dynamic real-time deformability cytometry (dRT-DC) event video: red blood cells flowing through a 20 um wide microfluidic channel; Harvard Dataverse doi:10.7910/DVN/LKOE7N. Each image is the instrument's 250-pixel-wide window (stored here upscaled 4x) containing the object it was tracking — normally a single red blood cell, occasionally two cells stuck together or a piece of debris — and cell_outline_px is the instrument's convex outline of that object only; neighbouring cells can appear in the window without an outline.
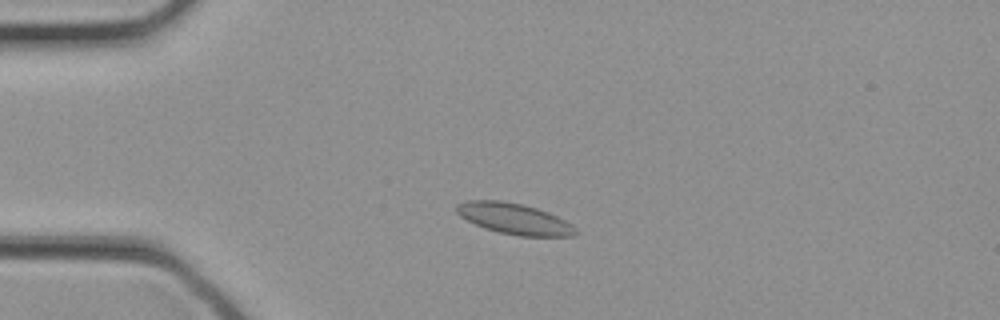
{"species": "common noctule bat (a hibernating species)", "species_latin": "Nyctalus noctula", "temperature_condition": "cold", "stored_images_in_passage": 31, "camera_frame_rate_fps": 3000, "um_per_image_px": 0.085, "animal": {"sex": "female", "body_mass_g": 21.9}, "frame": {"image": 1, "passage_image": 6, "time_ms": 1.667, "image_size_px": [1000, 320], "cell_outline_px": [[580, 232], [576, 236], [520, 236], [500, 232], [484, 228], [460, 216], [456, 212], [456, 204], [468, 200], [504, 200], [524, 204], [548, 212], [572, 224]], "centroid_in_image_um": [43.74, 18.58], "position_along_channel_um": 41.3, "area_um2": 21.56}}
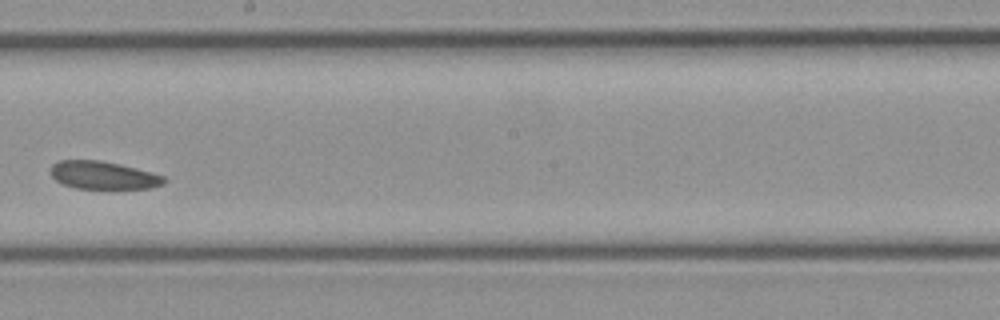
{"frame": {"image": 2, "passage_image": 17, "time_ms": 5.333, "image_size_px": [1000, 320], "cell_outline_px": [[168, 180], [164, 184], [148, 188], [76, 188], [64, 184], [56, 180], [52, 176], [52, 164], [60, 160], [100, 160], [120, 164], [152, 172], [164, 176]], "centroid_in_image_um": [8.81, 14.89], "position_along_channel_um": 239.4, "area_um2": 18.26}}
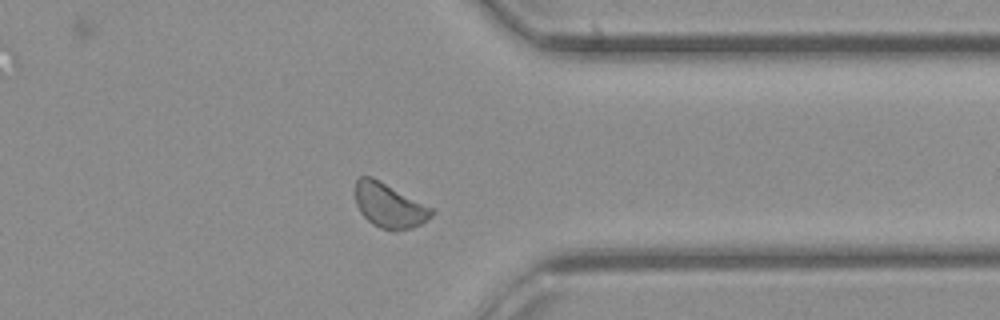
{"frame": {"image": 3, "passage_image": 24, "time_ms": 7.667, "image_size_px": [1000, 320], "cell_outline_px": [[436, 212], [432, 216], [420, 224], [412, 228], [396, 232], [392, 232], [380, 228], [372, 224], [360, 212], [356, 204], [356, 180], [360, 176], [372, 176], [432, 208]], "centroid_in_image_um": [33.08, 17.49], "position_along_channel_um": 378.3, "area_um2": 19.83}}